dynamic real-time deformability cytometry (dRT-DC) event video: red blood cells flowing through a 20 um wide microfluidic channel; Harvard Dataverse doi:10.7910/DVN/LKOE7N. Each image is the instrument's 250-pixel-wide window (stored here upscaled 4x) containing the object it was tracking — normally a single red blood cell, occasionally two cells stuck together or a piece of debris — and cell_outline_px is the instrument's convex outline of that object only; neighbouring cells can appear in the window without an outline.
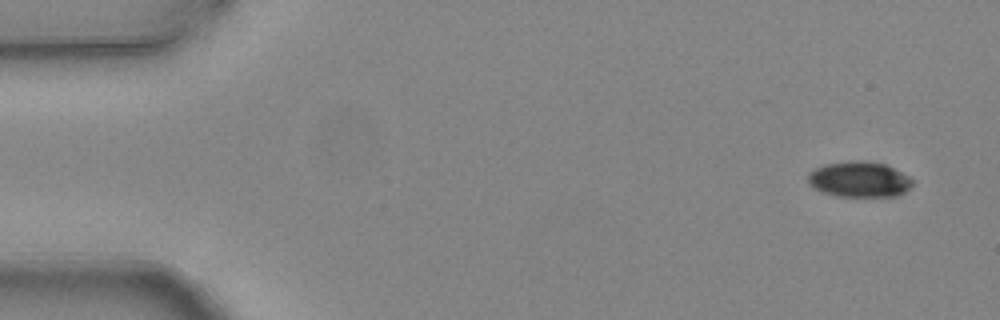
{"species": "common noctule bat (a hibernating species)", "species_latin": "Nyctalus noctula", "temperature_condition": "warm", "stored_images_in_passage": 4, "camera_frame_rate_fps": 3000, "um_per_image_px": 0.085, "animal": {"sex": "female", "body_mass_g": 24.6, "forearm_length_mm": 56.2}, "frame": {"image": 1, "passage_image": 1, "time_ms": 0.0, "image_size_px": [1000, 320], "cell_outline_px": [[916, 180], [904, 192], [896, 196], [836, 196], [820, 192], [812, 188], [808, 184], [808, 172], [824, 164], [848, 160], [868, 160], [888, 164]], "centroid_in_image_um": [73.03, 15.22], "position_along_channel_um": 12.0, "area_um2": 22.25}}
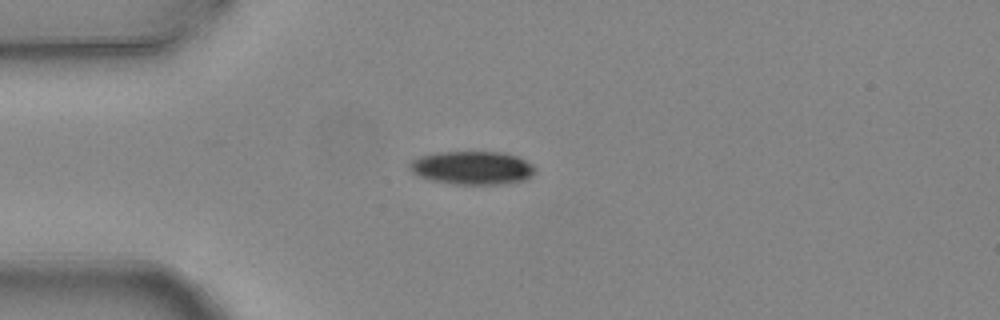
{"frame": {"image": 2, "passage_image": 4, "time_ms": 1.0, "image_size_px": [1000, 320], "cell_outline_px": [[536, 172], [528, 180], [508, 184], [452, 184], [432, 180], [420, 176], [412, 172], [408, 168], [408, 164], [412, 160], [420, 156], [436, 152], [504, 152], [516, 156], [532, 164], [536, 168]], "centroid_in_image_um": [40.18, 14.27], "position_along_channel_um": 44.8, "area_um2": 24.68}}